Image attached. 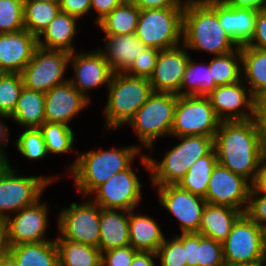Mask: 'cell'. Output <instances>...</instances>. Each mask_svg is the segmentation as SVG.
Masks as SVG:
<instances>
[{
  "label": "cell",
  "mask_w": 266,
  "mask_h": 266,
  "mask_svg": "<svg viewBox=\"0 0 266 266\" xmlns=\"http://www.w3.org/2000/svg\"><path fill=\"white\" fill-rule=\"evenodd\" d=\"M214 150L218 164L252 184L266 155L260 123L256 118L221 121L214 137Z\"/></svg>",
  "instance_id": "1"
},
{
  "label": "cell",
  "mask_w": 266,
  "mask_h": 266,
  "mask_svg": "<svg viewBox=\"0 0 266 266\" xmlns=\"http://www.w3.org/2000/svg\"><path fill=\"white\" fill-rule=\"evenodd\" d=\"M136 144L111 149L98 148V150L83 151L77 153L76 158L68 164V172L74 179V187L83 198L88 196L100 185L110 179L116 173L129 168L136 157L140 164L149 172V160L147 154L142 153Z\"/></svg>",
  "instance_id": "2"
},
{
  "label": "cell",
  "mask_w": 266,
  "mask_h": 266,
  "mask_svg": "<svg viewBox=\"0 0 266 266\" xmlns=\"http://www.w3.org/2000/svg\"><path fill=\"white\" fill-rule=\"evenodd\" d=\"M182 44L190 52L219 56L239 46L220 25L216 11L205 0H188L183 11Z\"/></svg>",
  "instance_id": "3"
},
{
  "label": "cell",
  "mask_w": 266,
  "mask_h": 266,
  "mask_svg": "<svg viewBox=\"0 0 266 266\" xmlns=\"http://www.w3.org/2000/svg\"><path fill=\"white\" fill-rule=\"evenodd\" d=\"M107 89L105 110H102L105 134L126 126L154 92L149 79L126 73H113Z\"/></svg>",
  "instance_id": "4"
},
{
  "label": "cell",
  "mask_w": 266,
  "mask_h": 266,
  "mask_svg": "<svg viewBox=\"0 0 266 266\" xmlns=\"http://www.w3.org/2000/svg\"><path fill=\"white\" fill-rule=\"evenodd\" d=\"M174 139L178 144L171 146L161 160L147 154L151 186L177 184L196 160L214 149V138L210 136L191 135Z\"/></svg>",
  "instance_id": "5"
},
{
  "label": "cell",
  "mask_w": 266,
  "mask_h": 266,
  "mask_svg": "<svg viewBox=\"0 0 266 266\" xmlns=\"http://www.w3.org/2000/svg\"><path fill=\"white\" fill-rule=\"evenodd\" d=\"M177 94L153 92L126 125L137 135L139 148L154 152L158 138H170Z\"/></svg>",
  "instance_id": "6"
},
{
  "label": "cell",
  "mask_w": 266,
  "mask_h": 266,
  "mask_svg": "<svg viewBox=\"0 0 266 266\" xmlns=\"http://www.w3.org/2000/svg\"><path fill=\"white\" fill-rule=\"evenodd\" d=\"M222 245L226 264L266 266L265 229L246 214L236 220Z\"/></svg>",
  "instance_id": "7"
},
{
  "label": "cell",
  "mask_w": 266,
  "mask_h": 266,
  "mask_svg": "<svg viewBox=\"0 0 266 266\" xmlns=\"http://www.w3.org/2000/svg\"><path fill=\"white\" fill-rule=\"evenodd\" d=\"M184 7L140 10L135 35L149 48L169 49L182 44Z\"/></svg>",
  "instance_id": "8"
},
{
  "label": "cell",
  "mask_w": 266,
  "mask_h": 266,
  "mask_svg": "<svg viewBox=\"0 0 266 266\" xmlns=\"http://www.w3.org/2000/svg\"><path fill=\"white\" fill-rule=\"evenodd\" d=\"M15 166L5 177L0 179V218L7 220L24 207L34 204L41 199L48 186H52L57 175H27L17 173Z\"/></svg>",
  "instance_id": "9"
},
{
  "label": "cell",
  "mask_w": 266,
  "mask_h": 266,
  "mask_svg": "<svg viewBox=\"0 0 266 266\" xmlns=\"http://www.w3.org/2000/svg\"><path fill=\"white\" fill-rule=\"evenodd\" d=\"M220 123L208 97L178 96L170 137L201 135L214 138Z\"/></svg>",
  "instance_id": "10"
},
{
  "label": "cell",
  "mask_w": 266,
  "mask_h": 266,
  "mask_svg": "<svg viewBox=\"0 0 266 266\" xmlns=\"http://www.w3.org/2000/svg\"><path fill=\"white\" fill-rule=\"evenodd\" d=\"M101 207L92 202H72L57 216V234L63 239L99 247Z\"/></svg>",
  "instance_id": "11"
},
{
  "label": "cell",
  "mask_w": 266,
  "mask_h": 266,
  "mask_svg": "<svg viewBox=\"0 0 266 266\" xmlns=\"http://www.w3.org/2000/svg\"><path fill=\"white\" fill-rule=\"evenodd\" d=\"M70 53L37 47L32 59L20 73L26 89L46 93L54 86L68 81ZM66 78V79H65Z\"/></svg>",
  "instance_id": "12"
},
{
  "label": "cell",
  "mask_w": 266,
  "mask_h": 266,
  "mask_svg": "<svg viewBox=\"0 0 266 266\" xmlns=\"http://www.w3.org/2000/svg\"><path fill=\"white\" fill-rule=\"evenodd\" d=\"M134 163L97 187L88 197L102 209L137 210L143 201V183Z\"/></svg>",
  "instance_id": "13"
},
{
  "label": "cell",
  "mask_w": 266,
  "mask_h": 266,
  "mask_svg": "<svg viewBox=\"0 0 266 266\" xmlns=\"http://www.w3.org/2000/svg\"><path fill=\"white\" fill-rule=\"evenodd\" d=\"M159 206L164 208L179 223L180 233H198L202 213L207 202L176 184L152 186Z\"/></svg>",
  "instance_id": "14"
},
{
  "label": "cell",
  "mask_w": 266,
  "mask_h": 266,
  "mask_svg": "<svg viewBox=\"0 0 266 266\" xmlns=\"http://www.w3.org/2000/svg\"><path fill=\"white\" fill-rule=\"evenodd\" d=\"M91 51H75L70 53L69 67L73 71L68 81L88 100L92 101L90 90L108 88L113 72L97 48ZM74 73V74H73Z\"/></svg>",
  "instance_id": "15"
},
{
  "label": "cell",
  "mask_w": 266,
  "mask_h": 266,
  "mask_svg": "<svg viewBox=\"0 0 266 266\" xmlns=\"http://www.w3.org/2000/svg\"><path fill=\"white\" fill-rule=\"evenodd\" d=\"M47 201L37 200L6 220L8 246L54 240L46 238L49 229Z\"/></svg>",
  "instance_id": "16"
},
{
  "label": "cell",
  "mask_w": 266,
  "mask_h": 266,
  "mask_svg": "<svg viewBox=\"0 0 266 266\" xmlns=\"http://www.w3.org/2000/svg\"><path fill=\"white\" fill-rule=\"evenodd\" d=\"M251 188L247 179L217 163L204 199L209 204L228 206L245 214Z\"/></svg>",
  "instance_id": "17"
},
{
  "label": "cell",
  "mask_w": 266,
  "mask_h": 266,
  "mask_svg": "<svg viewBox=\"0 0 266 266\" xmlns=\"http://www.w3.org/2000/svg\"><path fill=\"white\" fill-rule=\"evenodd\" d=\"M207 97L221 121L256 118V99L242 79L233 84L217 86Z\"/></svg>",
  "instance_id": "18"
},
{
  "label": "cell",
  "mask_w": 266,
  "mask_h": 266,
  "mask_svg": "<svg viewBox=\"0 0 266 266\" xmlns=\"http://www.w3.org/2000/svg\"><path fill=\"white\" fill-rule=\"evenodd\" d=\"M190 55L183 44L159 50L156 65L149 78L153 91L177 94L180 91Z\"/></svg>",
  "instance_id": "19"
},
{
  "label": "cell",
  "mask_w": 266,
  "mask_h": 266,
  "mask_svg": "<svg viewBox=\"0 0 266 266\" xmlns=\"http://www.w3.org/2000/svg\"><path fill=\"white\" fill-rule=\"evenodd\" d=\"M90 104V100L66 81L45 93V122L71 126V121Z\"/></svg>",
  "instance_id": "20"
},
{
  "label": "cell",
  "mask_w": 266,
  "mask_h": 266,
  "mask_svg": "<svg viewBox=\"0 0 266 266\" xmlns=\"http://www.w3.org/2000/svg\"><path fill=\"white\" fill-rule=\"evenodd\" d=\"M37 47V37L26 29L0 34V73H21Z\"/></svg>",
  "instance_id": "21"
},
{
  "label": "cell",
  "mask_w": 266,
  "mask_h": 266,
  "mask_svg": "<svg viewBox=\"0 0 266 266\" xmlns=\"http://www.w3.org/2000/svg\"><path fill=\"white\" fill-rule=\"evenodd\" d=\"M205 1L216 11L220 25L238 46L250 41L255 31L258 10L230 7L222 0Z\"/></svg>",
  "instance_id": "22"
},
{
  "label": "cell",
  "mask_w": 266,
  "mask_h": 266,
  "mask_svg": "<svg viewBox=\"0 0 266 266\" xmlns=\"http://www.w3.org/2000/svg\"><path fill=\"white\" fill-rule=\"evenodd\" d=\"M102 41L104 47L98 46V49L113 73H125L134 60L149 49L135 34L105 35Z\"/></svg>",
  "instance_id": "23"
},
{
  "label": "cell",
  "mask_w": 266,
  "mask_h": 266,
  "mask_svg": "<svg viewBox=\"0 0 266 266\" xmlns=\"http://www.w3.org/2000/svg\"><path fill=\"white\" fill-rule=\"evenodd\" d=\"M80 20L69 14L59 12L54 20L37 37L38 47L47 50H63L69 53L77 49L74 39L77 38Z\"/></svg>",
  "instance_id": "24"
},
{
  "label": "cell",
  "mask_w": 266,
  "mask_h": 266,
  "mask_svg": "<svg viewBox=\"0 0 266 266\" xmlns=\"http://www.w3.org/2000/svg\"><path fill=\"white\" fill-rule=\"evenodd\" d=\"M135 212L129 211V244L137 251L156 253L166 237L162 227L147 213Z\"/></svg>",
  "instance_id": "25"
},
{
  "label": "cell",
  "mask_w": 266,
  "mask_h": 266,
  "mask_svg": "<svg viewBox=\"0 0 266 266\" xmlns=\"http://www.w3.org/2000/svg\"><path fill=\"white\" fill-rule=\"evenodd\" d=\"M100 242L102 252L125 247L129 244V211L121 209H101Z\"/></svg>",
  "instance_id": "26"
},
{
  "label": "cell",
  "mask_w": 266,
  "mask_h": 266,
  "mask_svg": "<svg viewBox=\"0 0 266 266\" xmlns=\"http://www.w3.org/2000/svg\"><path fill=\"white\" fill-rule=\"evenodd\" d=\"M243 213L228 206L207 203L204 207L198 234L223 243L233 224Z\"/></svg>",
  "instance_id": "27"
},
{
  "label": "cell",
  "mask_w": 266,
  "mask_h": 266,
  "mask_svg": "<svg viewBox=\"0 0 266 266\" xmlns=\"http://www.w3.org/2000/svg\"><path fill=\"white\" fill-rule=\"evenodd\" d=\"M8 253L17 266H59L55 240L9 246Z\"/></svg>",
  "instance_id": "28"
},
{
  "label": "cell",
  "mask_w": 266,
  "mask_h": 266,
  "mask_svg": "<svg viewBox=\"0 0 266 266\" xmlns=\"http://www.w3.org/2000/svg\"><path fill=\"white\" fill-rule=\"evenodd\" d=\"M10 116L22 129L39 128L45 122V93L23 87Z\"/></svg>",
  "instance_id": "29"
},
{
  "label": "cell",
  "mask_w": 266,
  "mask_h": 266,
  "mask_svg": "<svg viewBox=\"0 0 266 266\" xmlns=\"http://www.w3.org/2000/svg\"><path fill=\"white\" fill-rule=\"evenodd\" d=\"M242 80L256 99L266 91V50L240 46Z\"/></svg>",
  "instance_id": "30"
},
{
  "label": "cell",
  "mask_w": 266,
  "mask_h": 266,
  "mask_svg": "<svg viewBox=\"0 0 266 266\" xmlns=\"http://www.w3.org/2000/svg\"><path fill=\"white\" fill-rule=\"evenodd\" d=\"M139 15L140 9L124 0L97 24V29H101L103 35L135 34Z\"/></svg>",
  "instance_id": "31"
},
{
  "label": "cell",
  "mask_w": 266,
  "mask_h": 266,
  "mask_svg": "<svg viewBox=\"0 0 266 266\" xmlns=\"http://www.w3.org/2000/svg\"><path fill=\"white\" fill-rule=\"evenodd\" d=\"M58 248L59 266H101L102 253L98 247L63 239H54Z\"/></svg>",
  "instance_id": "32"
},
{
  "label": "cell",
  "mask_w": 266,
  "mask_h": 266,
  "mask_svg": "<svg viewBox=\"0 0 266 266\" xmlns=\"http://www.w3.org/2000/svg\"><path fill=\"white\" fill-rule=\"evenodd\" d=\"M197 62L190 57L178 96L207 97L217 87L214 80H211L209 63Z\"/></svg>",
  "instance_id": "33"
},
{
  "label": "cell",
  "mask_w": 266,
  "mask_h": 266,
  "mask_svg": "<svg viewBox=\"0 0 266 266\" xmlns=\"http://www.w3.org/2000/svg\"><path fill=\"white\" fill-rule=\"evenodd\" d=\"M218 163L215 150L196 160L176 185L205 198L212 171Z\"/></svg>",
  "instance_id": "34"
},
{
  "label": "cell",
  "mask_w": 266,
  "mask_h": 266,
  "mask_svg": "<svg viewBox=\"0 0 266 266\" xmlns=\"http://www.w3.org/2000/svg\"><path fill=\"white\" fill-rule=\"evenodd\" d=\"M59 12V2L24 0V27L38 37Z\"/></svg>",
  "instance_id": "35"
},
{
  "label": "cell",
  "mask_w": 266,
  "mask_h": 266,
  "mask_svg": "<svg viewBox=\"0 0 266 266\" xmlns=\"http://www.w3.org/2000/svg\"><path fill=\"white\" fill-rule=\"evenodd\" d=\"M39 129L42 132L48 155L76 154L78 150L74 148L75 132L72 126L44 122Z\"/></svg>",
  "instance_id": "36"
},
{
  "label": "cell",
  "mask_w": 266,
  "mask_h": 266,
  "mask_svg": "<svg viewBox=\"0 0 266 266\" xmlns=\"http://www.w3.org/2000/svg\"><path fill=\"white\" fill-rule=\"evenodd\" d=\"M208 62L211 80L216 86L233 84L242 79L240 46L228 54L212 56Z\"/></svg>",
  "instance_id": "37"
},
{
  "label": "cell",
  "mask_w": 266,
  "mask_h": 266,
  "mask_svg": "<svg viewBox=\"0 0 266 266\" xmlns=\"http://www.w3.org/2000/svg\"><path fill=\"white\" fill-rule=\"evenodd\" d=\"M16 150L25 159L32 161L43 160L48 157L46 144L39 128H23L15 142Z\"/></svg>",
  "instance_id": "38"
},
{
  "label": "cell",
  "mask_w": 266,
  "mask_h": 266,
  "mask_svg": "<svg viewBox=\"0 0 266 266\" xmlns=\"http://www.w3.org/2000/svg\"><path fill=\"white\" fill-rule=\"evenodd\" d=\"M23 87L20 73H0V113L14 112Z\"/></svg>",
  "instance_id": "39"
},
{
  "label": "cell",
  "mask_w": 266,
  "mask_h": 266,
  "mask_svg": "<svg viewBox=\"0 0 266 266\" xmlns=\"http://www.w3.org/2000/svg\"><path fill=\"white\" fill-rule=\"evenodd\" d=\"M24 0H0V34L25 29Z\"/></svg>",
  "instance_id": "40"
},
{
  "label": "cell",
  "mask_w": 266,
  "mask_h": 266,
  "mask_svg": "<svg viewBox=\"0 0 266 266\" xmlns=\"http://www.w3.org/2000/svg\"><path fill=\"white\" fill-rule=\"evenodd\" d=\"M223 245L198 234L197 266H224Z\"/></svg>",
  "instance_id": "41"
},
{
  "label": "cell",
  "mask_w": 266,
  "mask_h": 266,
  "mask_svg": "<svg viewBox=\"0 0 266 266\" xmlns=\"http://www.w3.org/2000/svg\"><path fill=\"white\" fill-rule=\"evenodd\" d=\"M156 255L160 266H187L185 248L174 235L168 239L165 237Z\"/></svg>",
  "instance_id": "42"
},
{
  "label": "cell",
  "mask_w": 266,
  "mask_h": 266,
  "mask_svg": "<svg viewBox=\"0 0 266 266\" xmlns=\"http://www.w3.org/2000/svg\"><path fill=\"white\" fill-rule=\"evenodd\" d=\"M159 50L149 48L137 57L125 72L128 75L149 79L156 65Z\"/></svg>",
  "instance_id": "43"
},
{
  "label": "cell",
  "mask_w": 266,
  "mask_h": 266,
  "mask_svg": "<svg viewBox=\"0 0 266 266\" xmlns=\"http://www.w3.org/2000/svg\"><path fill=\"white\" fill-rule=\"evenodd\" d=\"M245 214L259 227L266 229V195L257 194L251 188Z\"/></svg>",
  "instance_id": "44"
},
{
  "label": "cell",
  "mask_w": 266,
  "mask_h": 266,
  "mask_svg": "<svg viewBox=\"0 0 266 266\" xmlns=\"http://www.w3.org/2000/svg\"><path fill=\"white\" fill-rule=\"evenodd\" d=\"M137 252L131 245L102 252L101 266H130Z\"/></svg>",
  "instance_id": "45"
},
{
  "label": "cell",
  "mask_w": 266,
  "mask_h": 266,
  "mask_svg": "<svg viewBox=\"0 0 266 266\" xmlns=\"http://www.w3.org/2000/svg\"><path fill=\"white\" fill-rule=\"evenodd\" d=\"M60 11L81 20L91 13V0H60Z\"/></svg>",
  "instance_id": "46"
},
{
  "label": "cell",
  "mask_w": 266,
  "mask_h": 266,
  "mask_svg": "<svg viewBox=\"0 0 266 266\" xmlns=\"http://www.w3.org/2000/svg\"><path fill=\"white\" fill-rule=\"evenodd\" d=\"M174 236L185 248L187 266H197L198 233H178Z\"/></svg>",
  "instance_id": "47"
},
{
  "label": "cell",
  "mask_w": 266,
  "mask_h": 266,
  "mask_svg": "<svg viewBox=\"0 0 266 266\" xmlns=\"http://www.w3.org/2000/svg\"><path fill=\"white\" fill-rule=\"evenodd\" d=\"M244 46L266 50V9L257 11L254 34Z\"/></svg>",
  "instance_id": "48"
},
{
  "label": "cell",
  "mask_w": 266,
  "mask_h": 266,
  "mask_svg": "<svg viewBox=\"0 0 266 266\" xmlns=\"http://www.w3.org/2000/svg\"><path fill=\"white\" fill-rule=\"evenodd\" d=\"M124 0H91V15L95 14L94 24H98L105 16ZM94 13H93V11Z\"/></svg>",
  "instance_id": "49"
},
{
  "label": "cell",
  "mask_w": 266,
  "mask_h": 266,
  "mask_svg": "<svg viewBox=\"0 0 266 266\" xmlns=\"http://www.w3.org/2000/svg\"><path fill=\"white\" fill-rule=\"evenodd\" d=\"M140 10L185 7L188 0H130Z\"/></svg>",
  "instance_id": "50"
},
{
  "label": "cell",
  "mask_w": 266,
  "mask_h": 266,
  "mask_svg": "<svg viewBox=\"0 0 266 266\" xmlns=\"http://www.w3.org/2000/svg\"><path fill=\"white\" fill-rule=\"evenodd\" d=\"M251 186L257 194L266 195V155L260 163L259 170Z\"/></svg>",
  "instance_id": "51"
},
{
  "label": "cell",
  "mask_w": 266,
  "mask_h": 266,
  "mask_svg": "<svg viewBox=\"0 0 266 266\" xmlns=\"http://www.w3.org/2000/svg\"><path fill=\"white\" fill-rule=\"evenodd\" d=\"M157 261V255L155 252L138 251L130 266H158V263H156Z\"/></svg>",
  "instance_id": "52"
},
{
  "label": "cell",
  "mask_w": 266,
  "mask_h": 266,
  "mask_svg": "<svg viewBox=\"0 0 266 266\" xmlns=\"http://www.w3.org/2000/svg\"><path fill=\"white\" fill-rule=\"evenodd\" d=\"M230 7L250 8L254 10L266 9V0H222Z\"/></svg>",
  "instance_id": "53"
},
{
  "label": "cell",
  "mask_w": 266,
  "mask_h": 266,
  "mask_svg": "<svg viewBox=\"0 0 266 266\" xmlns=\"http://www.w3.org/2000/svg\"><path fill=\"white\" fill-rule=\"evenodd\" d=\"M11 121V116L8 114L0 113V150L6 151L8 144L10 143V129L6 120ZM4 120V121H3Z\"/></svg>",
  "instance_id": "54"
},
{
  "label": "cell",
  "mask_w": 266,
  "mask_h": 266,
  "mask_svg": "<svg viewBox=\"0 0 266 266\" xmlns=\"http://www.w3.org/2000/svg\"><path fill=\"white\" fill-rule=\"evenodd\" d=\"M8 250L7 224L6 220L0 218V257L7 254Z\"/></svg>",
  "instance_id": "55"
},
{
  "label": "cell",
  "mask_w": 266,
  "mask_h": 266,
  "mask_svg": "<svg viewBox=\"0 0 266 266\" xmlns=\"http://www.w3.org/2000/svg\"><path fill=\"white\" fill-rule=\"evenodd\" d=\"M6 151L0 150V179L5 177L14 166L9 162V158Z\"/></svg>",
  "instance_id": "56"
},
{
  "label": "cell",
  "mask_w": 266,
  "mask_h": 266,
  "mask_svg": "<svg viewBox=\"0 0 266 266\" xmlns=\"http://www.w3.org/2000/svg\"><path fill=\"white\" fill-rule=\"evenodd\" d=\"M256 116H266V91L256 98Z\"/></svg>",
  "instance_id": "57"
},
{
  "label": "cell",
  "mask_w": 266,
  "mask_h": 266,
  "mask_svg": "<svg viewBox=\"0 0 266 266\" xmlns=\"http://www.w3.org/2000/svg\"><path fill=\"white\" fill-rule=\"evenodd\" d=\"M257 121L260 123L262 131L263 149L266 154V116H256Z\"/></svg>",
  "instance_id": "58"
},
{
  "label": "cell",
  "mask_w": 266,
  "mask_h": 266,
  "mask_svg": "<svg viewBox=\"0 0 266 266\" xmlns=\"http://www.w3.org/2000/svg\"><path fill=\"white\" fill-rule=\"evenodd\" d=\"M0 266H17V263L12 256L7 253L0 257Z\"/></svg>",
  "instance_id": "59"
},
{
  "label": "cell",
  "mask_w": 266,
  "mask_h": 266,
  "mask_svg": "<svg viewBox=\"0 0 266 266\" xmlns=\"http://www.w3.org/2000/svg\"><path fill=\"white\" fill-rule=\"evenodd\" d=\"M33 1L59 2L60 0H33Z\"/></svg>",
  "instance_id": "60"
},
{
  "label": "cell",
  "mask_w": 266,
  "mask_h": 266,
  "mask_svg": "<svg viewBox=\"0 0 266 266\" xmlns=\"http://www.w3.org/2000/svg\"><path fill=\"white\" fill-rule=\"evenodd\" d=\"M224 266H247V265H230L225 263Z\"/></svg>",
  "instance_id": "61"
},
{
  "label": "cell",
  "mask_w": 266,
  "mask_h": 266,
  "mask_svg": "<svg viewBox=\"0 0 266 266\" xmlns=\"http://www.w3.org/2000/svg\"><path fill=\"white\" fill-rule=\"evenodd\" d=\"M265 253H266V229H265Z\"/></svg>",
  "instance_id": "62"
}]
</instances>
